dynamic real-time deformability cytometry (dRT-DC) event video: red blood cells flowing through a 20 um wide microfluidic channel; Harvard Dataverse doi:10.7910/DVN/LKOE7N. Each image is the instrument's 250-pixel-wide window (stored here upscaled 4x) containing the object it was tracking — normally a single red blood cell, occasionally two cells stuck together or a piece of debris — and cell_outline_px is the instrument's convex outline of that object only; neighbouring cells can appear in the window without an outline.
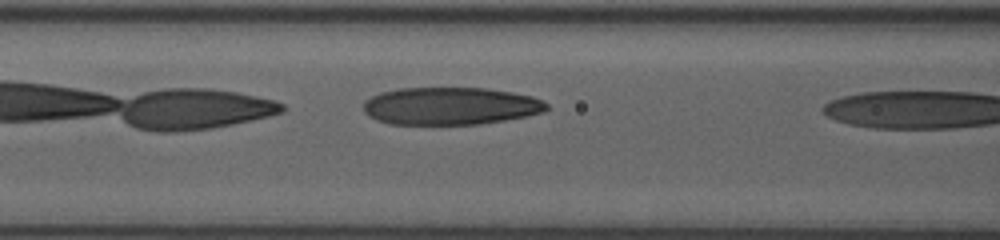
{"species": "human", "species_latin": "Homo sapiens", "temperature_condition": "room temperature", "stored_images_in_passage": 6, "camera_frame_rate_fps": 3000, "um_per_image_px": 0.085, "donor": {"sex": "female"}, "frame": {"image": 1, "passage_image": 5, "time_ms": 1.333, "image_size_px": [1000, 240], "cell_outline_px": [[548, 108], [544, 112], [528, 116], [480, 124], [388, 124], [376, 120], [368, 116], [364, 112], [364, 100], [380, 92], [400, 88], [484, 88], [512, 92], [532, 96], [548, 104]], "centroid_in_image_um": [38.26, 9.01], "position_along_channel_um": 128.3, "area_um2": 40.23}}